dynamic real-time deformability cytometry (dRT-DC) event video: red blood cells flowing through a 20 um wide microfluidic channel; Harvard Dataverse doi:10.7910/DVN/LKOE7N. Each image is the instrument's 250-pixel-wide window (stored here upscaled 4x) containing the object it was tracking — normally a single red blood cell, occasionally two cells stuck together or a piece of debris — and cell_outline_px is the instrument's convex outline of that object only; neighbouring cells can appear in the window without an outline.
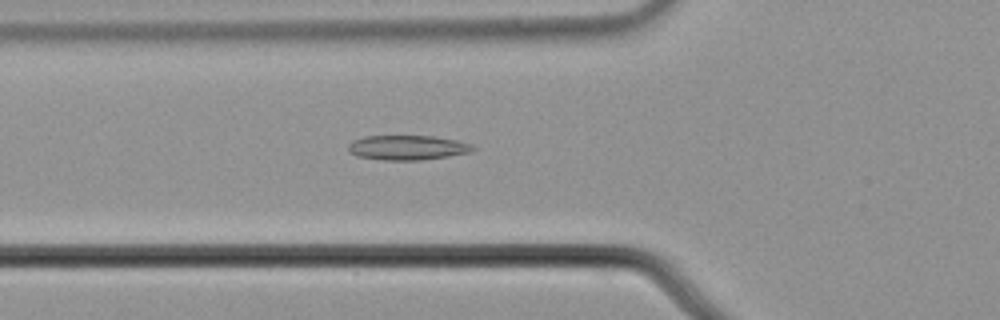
{"species": "common noctule bat (a hibernating species)", "species_latin": "Nyctalus noctula", "temperature_condition": "cold", "stored_images_in_passage": 38, "segment_of_instrument_passage": [1, 2], "camera_frame_rate_fps": 3000, "um_per_image_px": 0.085, "animal": {"sex": "male", "body_mass_g": 21.5, "forearm_length_mm": 52.0}, "frame": {"image": 1, "passage_image": 20, "time_ms": 6.333, "image_size_px": [1000, 320], "cell_outline_px": [[476, 148], [472, 152], [448, 156], [420, 160], [380, 160], [356, 156], [348, 152], [348, 144], [352, 140], [364, 136], [432, 136], [456, 140], [472, 144]], "centroid_in_image_um": [34.6, 12.55], "position_along_channel_um": 91.2, "area_um2": 18.09}}
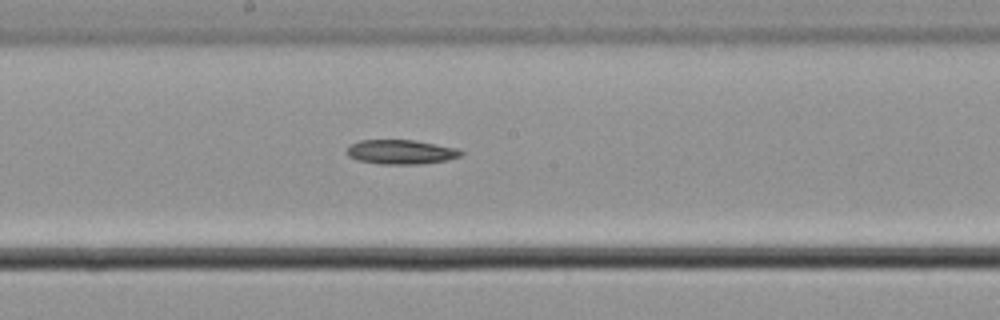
{"frame": {"image": 2, "passage_image": 30, "time_ms": 9.667, "image_size_px": [1000, 320], "cell_outline_px": [[464, 152], [460, 156], [448, 160], [420, 164], [380, 164], [356, 160], [348, 156], [348, 148], [352, 144], [360, 140], [416, 140], [456, 148]], "centroid_in_image_um": [34.09, 12.92], "position_along_channel_um": 214.1, "area_um2": 16.18}}
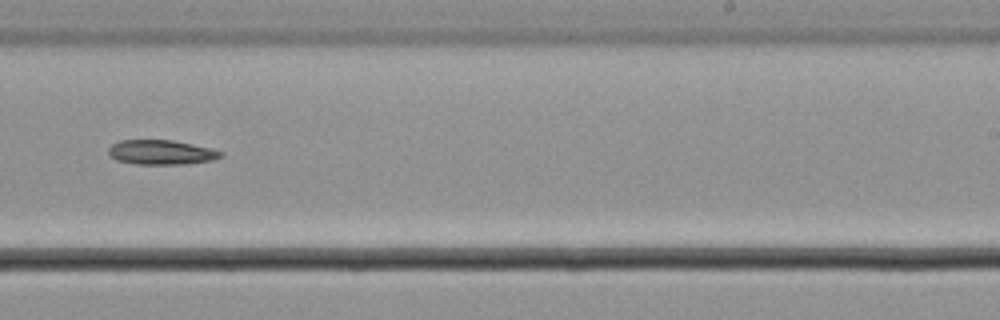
{"frame": {"image": 3, "passage_image": 35, "time_ms": 11.333, "image_size_px": [1000, 320], "cell_outline_px": [[224, 152], [220, 156], [212, 160], [184, 164], [136, 164], [116, 160], [108, 152], [108, 148], [112, 144], [120, 140], [172, 140], [192, 144]], "centroid_in_image_um": [13.66, 12.94], "position_along_channel_um": 275.3, "area_um2": 15.9}}